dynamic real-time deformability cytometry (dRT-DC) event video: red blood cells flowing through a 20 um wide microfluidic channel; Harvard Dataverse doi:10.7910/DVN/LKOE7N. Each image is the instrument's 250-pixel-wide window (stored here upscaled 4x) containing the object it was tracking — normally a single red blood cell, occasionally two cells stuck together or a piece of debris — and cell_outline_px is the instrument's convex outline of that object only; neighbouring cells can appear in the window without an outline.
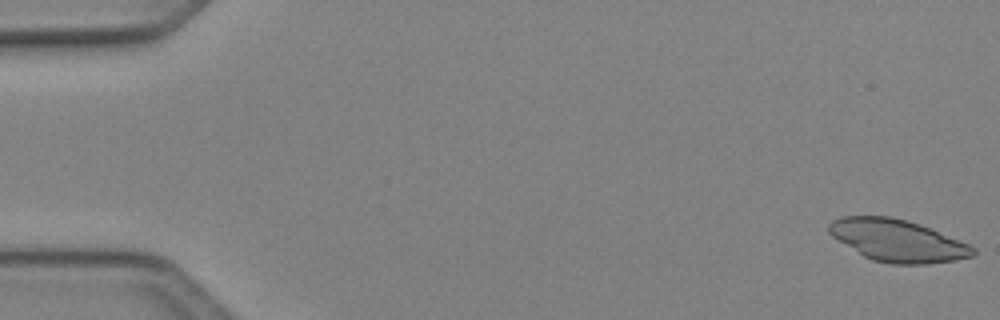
{"species": "Egyptian fruit bat (a non-hibernating species)", "species_latin": "Rousettus aegyptiacus", "temperature_condition": "cold", "stored_images_in_passage": 22, "camera_frame_rate_fps": 3000, "um_per_image_px": 0.085, "animal": {"sex": "female"}, "frame": {"image": 1, "passage_image": 1, "time_ms": 0.0, "image_size_px": [1000, 320], "cell_outline_px": [[976, 252], [972, 256], [956, 260], [928, 264], [892, 264], [872, 260], [864, 256], [832, 236], [828, 232], [828, 224], [832, 220], [844, 216], [888, 216], [904, 220], [928, 228], [968, 244], [976, 248]], "centroid_in_image_um": [76.27, 20.46], "position_along_channel_um": 8.7, "area_um2": 34.8}}